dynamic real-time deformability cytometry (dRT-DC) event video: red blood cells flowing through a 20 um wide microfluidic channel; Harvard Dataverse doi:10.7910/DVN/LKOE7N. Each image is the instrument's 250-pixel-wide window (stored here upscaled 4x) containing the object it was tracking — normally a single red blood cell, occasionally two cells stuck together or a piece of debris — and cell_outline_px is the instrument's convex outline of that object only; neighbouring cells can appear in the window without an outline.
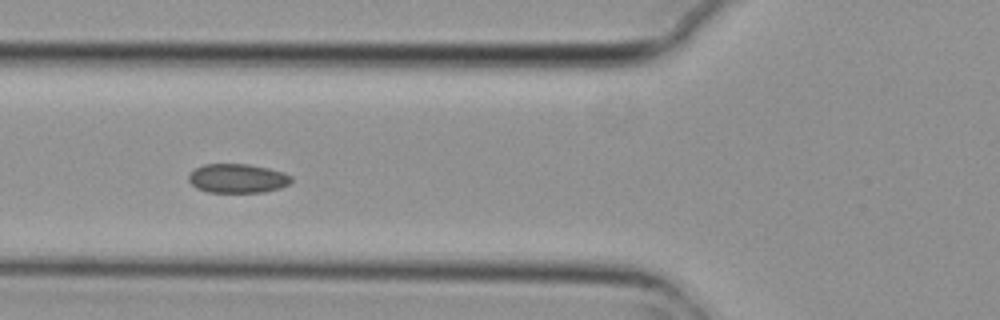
{"species": "common noctule bat (a hibernating species)", "species_latin": "Nyctalus noctula", "temperature_condition": "cold", "stored_images_in_passage": 8, "camera_frame_rate_fps": 3000, "um_per_image_px": 0.085, "animal": {"sex": "female", "body_mass_g": 29.2, "forearm_length_mm": 56.3}, "frame": {"image": 1, "passage_image": 5, "time_ms": 1.333, "image_size_px": [1000, 320], "cell_outline_px": [[292, 180], [288, 184], [280, 188], [264, 192], [208, 192], [196, 188], [188, 180], [188, 176], [196, 168], [204, 164], [248, 164], [268, 168], [284, 172], [292, 176]], "centroid_in_image_um": [20.2, 15.16], "position_along_channel_um": 105.6, "area_um2": 17.4}}
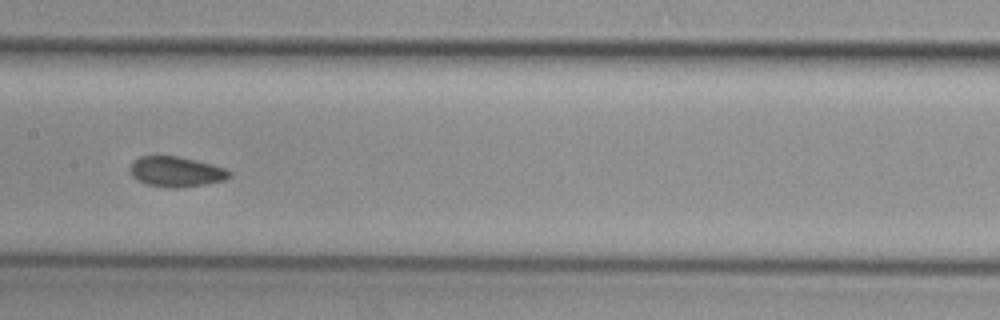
{"frame": {"image": 2, "passage_image": 7, "time_ms": 2.0, "image_size_px": [1000, 320], "cell_outline_px": [[232, 176], [224, 180], [204, 184], [180, 188], [168, 188], [148, 184], [136, 180], [128, 172], [128, 168], [140, 156], [180, 156], [212, 164], [224, 168], [232, 172]], "centroid_in_image_um": [14.96, 14.6], "position_along_channel_um": 192.4, "area_um2": 17.63}}
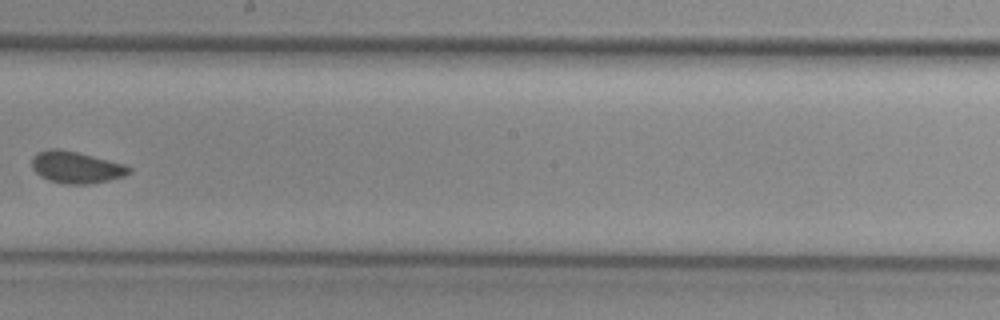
{"frame": {"image": 3, "passage_image": 8, "time_ms": 2.333, "image_size_px": [1000, 320], "cell_outline_px": [[132, 172], [124, 176], [108, 180], [88, 184], [64, 184], [48, 180], [40, 176], [32, 168], [32, 156], [40, 152], [52, 148], [56, 148], [76, 152], [124, 164], [132, 168]], "centroid_in_image_um": [6.47, 14.23], "position_along_channel_um": 241.7, "area_um2": 17.86}}